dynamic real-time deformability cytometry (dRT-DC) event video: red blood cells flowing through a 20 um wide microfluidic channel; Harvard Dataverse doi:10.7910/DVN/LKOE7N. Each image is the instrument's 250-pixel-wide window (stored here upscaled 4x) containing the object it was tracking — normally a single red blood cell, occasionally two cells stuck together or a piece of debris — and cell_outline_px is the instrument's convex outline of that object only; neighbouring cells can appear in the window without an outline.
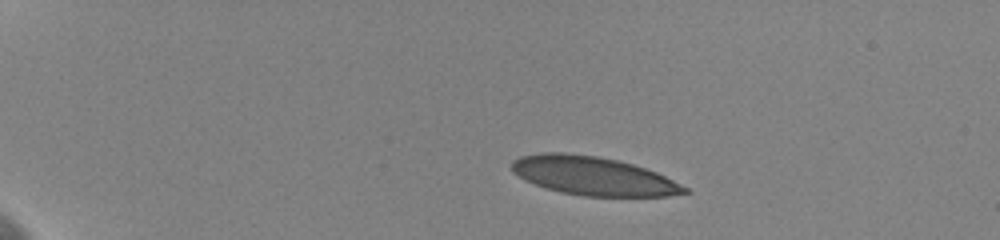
{"species": "human", "species_latin": "Homo sapiens", "temperature_condition": "cold", "stored_images_in_passage": 5, "camera_frame_rate_fps": 3000, "um_per_image_px": 0.085, "donor": {"sex": "female"}, "frame": {"image": 1, "passage_image": 1, "time_ms": 0.0, "image_size_px": [1000, 240], "cell_outline_px": [[692, 192], [668, 196], [584, 196], [560, 192], [524, 180], [512, 172], [512, 160], [520, 156], [540, 152], [564, 152], [596, 156], [616, 160], [632, 164], [656, 172], [688, 188]], "centroid_in_image_um": [50.39, 14.95], "position_along_channel_um": 34.6, "area_um2": 38.73}}
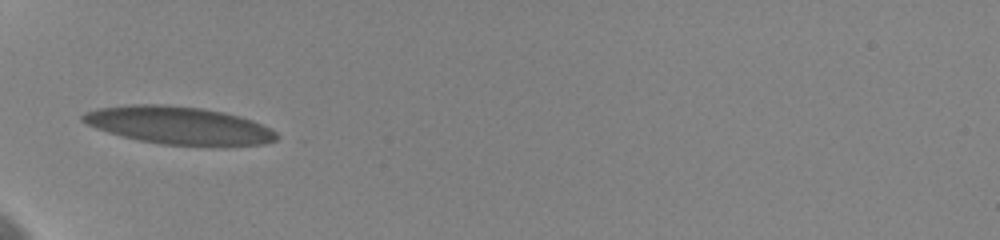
{"frame": {"image": 2, "passage_image": 4, "time_ms": 3.333, "image_size_px": [1000, 240], "cell_outline_px": [[280, 136], [276, 140], [264, 144], [224, 148], [160, 144], [140, 140], [108, 132], [96, 128], [80, 120], [80, 116], [84, 112], [96, 108], [132, 104], [160, 104], [200, 108], [224, 112], [240, 116], [252, 120], [276, 132]], "centroid_in_image_um": [15.24, 10.69], "position_along_channel_um": 69.8, "area_um2": 43.29}}